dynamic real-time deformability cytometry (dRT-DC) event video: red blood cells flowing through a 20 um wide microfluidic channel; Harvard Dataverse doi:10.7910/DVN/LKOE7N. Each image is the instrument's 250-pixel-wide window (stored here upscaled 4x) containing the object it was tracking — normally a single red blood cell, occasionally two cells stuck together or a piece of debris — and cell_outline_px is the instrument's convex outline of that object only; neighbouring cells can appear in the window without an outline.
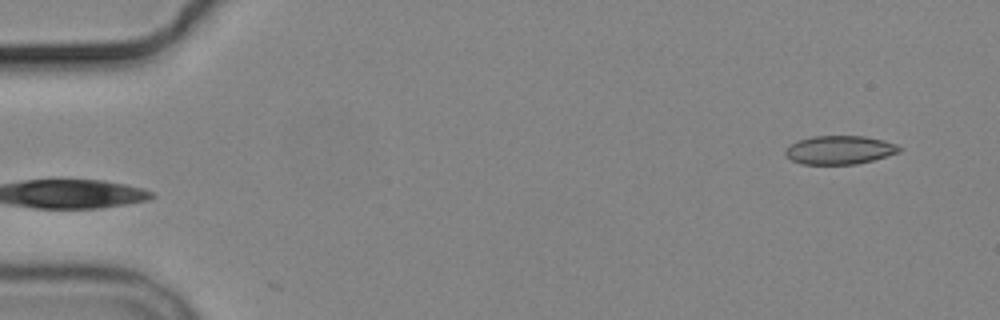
{"species": "common noctule bat (a hibernating species)", "species_latin": "Nyctalus noctula", "temperature_condition": "cold", "stored_images_in_passage": 2, "segment_of_instrument_passage": [2, 2], "camera_frame_rate_fps": 3000, "um_per_image_px": 0.085, "animal": {"sex": "male", "body_mass_g": 19.2, "forearm_length_mm": 51.8}, "frame": {"image": 1, "passage_image": 2, "time_ms": 2.667, "image_size_px": [1000, 320], "cell_outline_px": [[904, 148], [900, 152], [888, 156], [856, 164], [800, 164], [784, 156], [784, 148], [800, 140], [812, 136], [864, 136], [884, 140], [896, 144]], "centroid_in_image_um": [71.37, 12.75], "position_along_channel_um": 13.6, "area_um2": 19.13}}